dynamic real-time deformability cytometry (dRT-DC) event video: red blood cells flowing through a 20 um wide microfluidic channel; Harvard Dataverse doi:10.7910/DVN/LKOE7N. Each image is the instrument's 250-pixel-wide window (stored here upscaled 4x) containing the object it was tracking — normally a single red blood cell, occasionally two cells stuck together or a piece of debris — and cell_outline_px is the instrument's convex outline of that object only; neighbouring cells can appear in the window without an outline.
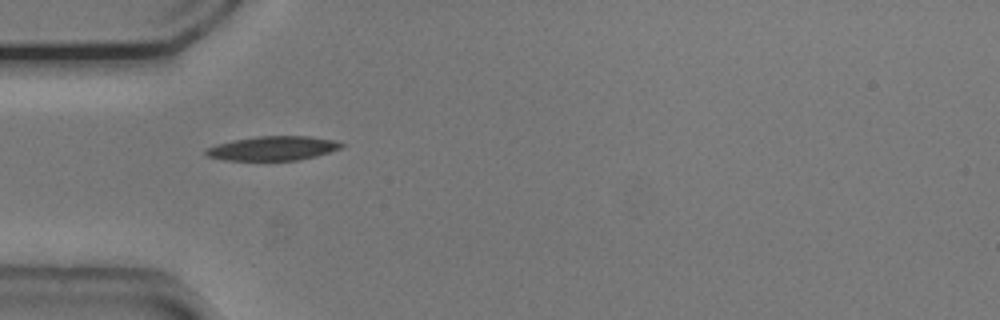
{"species": "common noctule bat (a hibernating species)", "species_latin": "Nyctalus noctula", "temperature_condition": "cold", "stored_images_in_passage": 38, "camera_frame_rate_fps": 3000, "um_per_image_px": 0.085, "animal": {"sex": "male", "body_mass_g": 20.5, "forearm_length_mm": 52.5}, "frame": {"image": 1, "passage_image": 1, "time_ms": 0.0, "image_size_px": [1000, 320], "cell_outline_px": [[344, 144], [340, 148], [316, 156], [300, 160], [224, 160], [204, 156], [204, 148], [216, 144], [232, 140], [256, 136], [308, 136], [332, 140]], "centroid_in_image_um": [23.1, 12.61], "position_along_channel_um": 61.9, "area_um2": 19.19}}
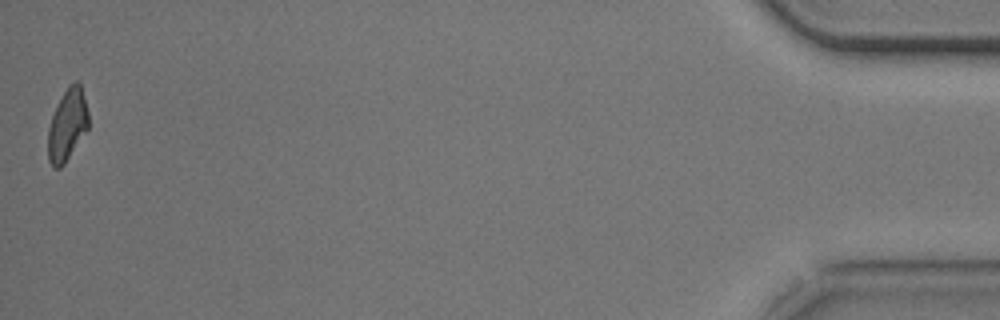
{"frame": {"image": 2, "passage_image": 38, "time_ms": 12.333, "image_size_px": [1000, 320], "cell_outline_px": [[88, 128], [64, 164], [60, 168], [52, 168], [48, 160], [48, 128], [52, 116], [68, 84], [72, 80], [76, 80], [80, 84], [88, 112]], "centroid_in_image_um": [5.71, 10.63], "position_along_channel_um": 429.5, "area_um2": 16.76}, "authors_computed_cell_mechanics": {"area_um2": 18.2648, "velocity_mm_per_s": 3.7667, "shape_relaxation_time_tau1_ms": 5.9459, "shape_relaxation_time_tau2_ms": null, "deformation_change_tau1": 0.1684, "deformation_change_tau2": null}}